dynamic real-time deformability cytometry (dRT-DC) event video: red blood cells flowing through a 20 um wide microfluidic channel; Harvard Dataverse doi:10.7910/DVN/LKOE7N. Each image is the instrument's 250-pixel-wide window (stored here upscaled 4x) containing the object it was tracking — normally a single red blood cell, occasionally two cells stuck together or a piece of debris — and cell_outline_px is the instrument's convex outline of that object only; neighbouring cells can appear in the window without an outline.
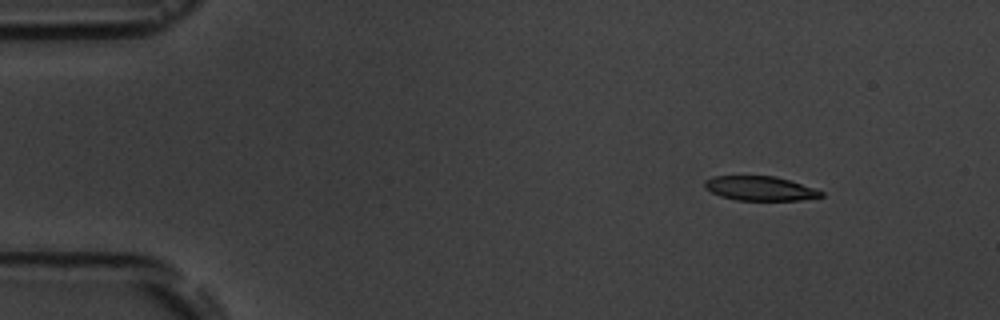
{"species": "common noctule bat (a hibernating species)", "species_latin": "Nyctalus noctula", "temperature_condition": "room temperature", "stored_images_in_passage": 4, "camera_frame_rate_fps": 3000, "um_per_image_px": 0.085, "animal": {"sex": "male", "body_mass_g": 19.5, "forearm_length_mm": 54.6}, "frame": {"image": 1, "passage_image": 2, "time_ms": 1.0, "image_size_px": [1000, 320], "cell_outline_px": [[824, 196], [800, 200], [736, 200], [720, 196], [704, 188], [704, 180], [712, 176], [776, 176], [824, 192]], "centroid_in_image_um": [64.55, 16.01], "position_along_channel_um": 20.4, "area_um2": 16.42}}